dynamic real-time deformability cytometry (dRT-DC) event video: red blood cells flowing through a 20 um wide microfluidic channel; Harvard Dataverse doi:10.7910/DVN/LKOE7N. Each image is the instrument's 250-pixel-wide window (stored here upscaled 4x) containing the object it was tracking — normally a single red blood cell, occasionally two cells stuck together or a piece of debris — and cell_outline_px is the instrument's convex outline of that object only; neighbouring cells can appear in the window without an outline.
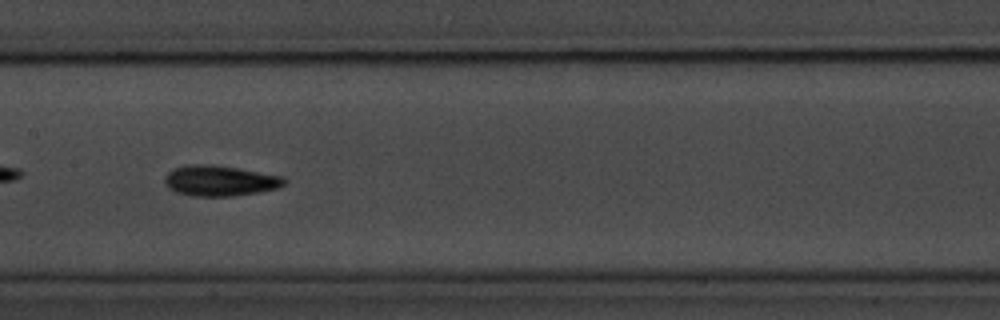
{"species": "common noctule bat (a hibernating species)", "species_latin": "Nyctalus noctula", "temperature_condition": "room temperature", "stored_images_in_passage": 41, "camera_frame_rate_fps": 3000, "um_per_image_px": 0.085, "animal": {"sex": "male", "body_mass_g": 20.1, "forearm_length_mm": 53.5}, "frame": {"image": 1, "passage_image": 12, "time_ms": 3.667, "image_size_px": [1000, 320], "cell_outline_px": [[288, 184], [280, 188], [260, 192], [232, 196], [192, 196], [176, 192], [168, 188], [164, 184], [164, 176], [172, 168], [184, 164], [212, 164], [240, 168], [284, 176], [288, 180]], "centroid_in_image_um": [18.72, 15.35], "position_along_channel_um": 188.7, "area_um2": 21.96}}
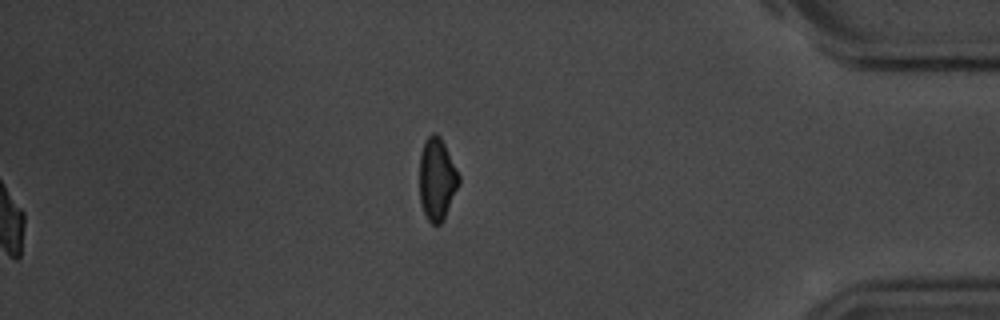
{"frame": {"image": 2, "passage_image": 41, "time_ms": 13.333, "image_size_px": [1000, 320], "cell_outline_px": [[460, 184], [444, 220], [440, 224], [432, 224], [428, 220], [420, 204], [420, 152], [424, 140], [432, 132], [436, 132], [440, 136], [460, 176]], "centroid_in_image_um": [37.14, 15.23], "position_along_channel_um": 398.1, "area_um2": 19.07}, "authors_computed_cell_mechanics": {"area_um2": 19.5942, "velocity_mm_per_s": 3.6451, "shape_relaxation_time_tau1_ms": 2.6978, "shape_relaxation_time_tau2_ms": 6.5625, "deformation_change_tau1": 0.1352, "deformation_change_tau2": 0.1081}}